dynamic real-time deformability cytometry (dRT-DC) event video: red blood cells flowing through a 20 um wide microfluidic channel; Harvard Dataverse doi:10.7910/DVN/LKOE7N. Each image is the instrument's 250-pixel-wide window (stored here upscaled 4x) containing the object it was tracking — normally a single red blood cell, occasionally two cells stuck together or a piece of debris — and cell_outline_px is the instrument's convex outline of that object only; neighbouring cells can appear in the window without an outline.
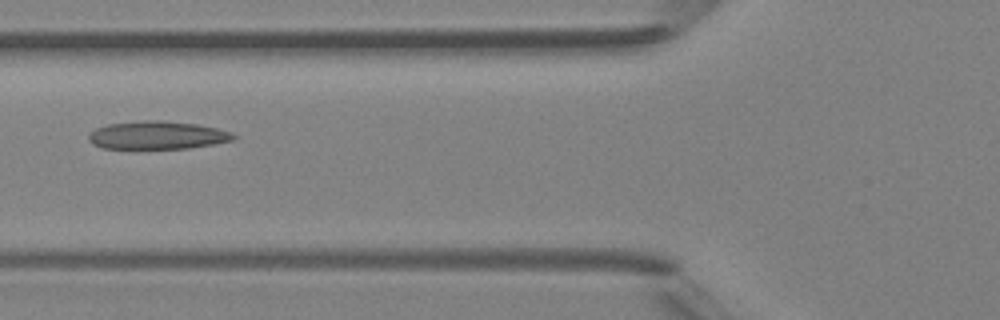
{"species": "Egyptian fruit bat (a non-hibernating species)", "species_latin": "Rousettus aegyptiacus", "temperature_condition": "room temperature", "stored_images_in_passage": 4, "camera_frame_rate_fps": 3000, "um_per_image_px": 0.085, "animal": {"sex": "female"}, "frame": {"image": 1, "passage_image": 4, "time_ms": 3.333, "image_size_px": [1000, 320], "cell_outline_px": [[236, 136], [232, 140], [212, 144], [188, 148], [104, 148], [92, 144], [88, 140], [88, 136], [96, 128], [108, 124], [144, 120], [160, 120], [196, 124], [216, 128], [232, 132]], "centroid_in_image_um": [13.36, 11.49], "position_along_channel_um": 112.4, "area_um2": 23.41}}